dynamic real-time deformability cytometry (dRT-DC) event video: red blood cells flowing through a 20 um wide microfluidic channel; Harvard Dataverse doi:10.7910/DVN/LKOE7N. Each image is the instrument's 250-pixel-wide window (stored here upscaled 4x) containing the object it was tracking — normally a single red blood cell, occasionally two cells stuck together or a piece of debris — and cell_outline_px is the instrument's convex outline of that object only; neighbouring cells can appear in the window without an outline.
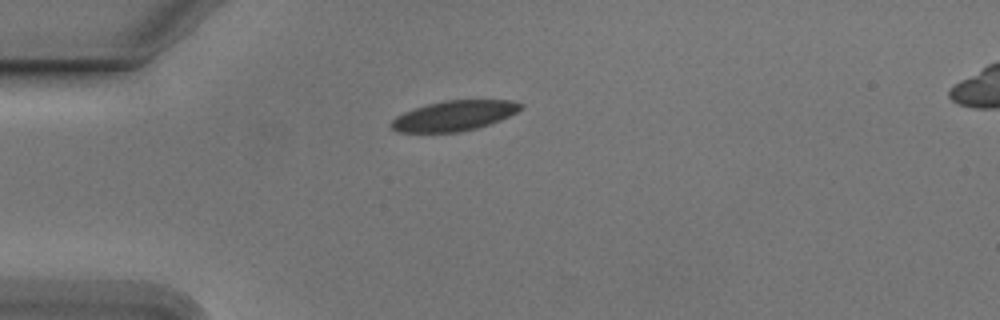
{"species": "Egyptian fruit bat (a non-hibernating species)", "species_latin": "Rousettus aegyptiacus", "temperature_condition": "cold", "stored_images_in_passage": 37, "camera_frame_rate_fps": 3000, "um_per_image_px": 0.085, "animal": {"sex": "male"}, "frame": {"image": 1, "passage_image": 1, "time_ms": 0.0, "image_size_px": [1000, 320], "cell_outline_px": [[524, 108], [500, 120], [476, 128], [460, 132], [396, 132], [388, 124], [396, 116], [404, 112], [428, 104], [444, 100], [512, 100], [524, 104]], "centroid_in_image_um": [38.6, 9.83], "position_along_channel_um": 46.4, "area_um2": 22.72}}
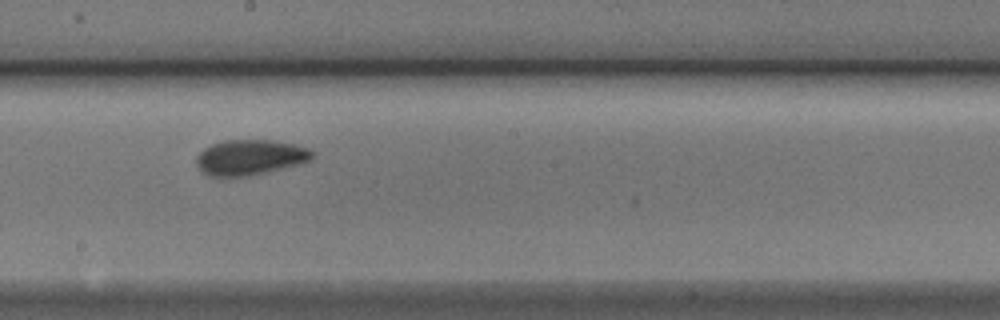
{"frame": {"image": 2, "passage_image": 17, "time_ms": 5.333, "image_size_px": [1000, 320], "cell_outline_px": [[316, 156], [312, 160], [248, 176], [208, 176], [200, 172], [196, 164], [196, 156], [204, 148], [212, 144], [224, 140], [272, 140], [296, 144], [308, 148], [316, 152]], "centroid_in_image_um": [21.25, 13.36], "position_along_channel_um": 226.9, "area_um2": 23.99}}
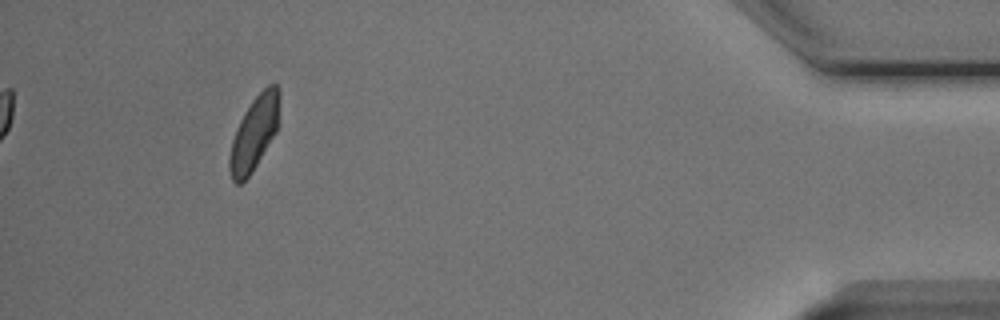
{"frame": {"image": 3, "passage_image": 37, "time_ms": 12.0, "image_size_px": [1000, 320], "cell_outline_px": [[280, 96], [276, 132], [256, 164], [248, 176], [240, 184], [236, 184], [232, 180], [228, 168], [228, 160], [232, 140], [236, 128], [244, 112], [252, 100], [268, 84], [276, 84], [280, 88]], "centroid_in_image_um": [21.59, 11.3], "position_along_channel_um": 413.6, "area_um2": 21.27}, "authors_computed_cell_mechanics": {"area_um2": 22.6576, "velocity_mm_per_s": 3.7528, "shape_relaxation_time_tau1_ms": 3.6268, "shape_relaxation_time_tau2_ms": 2.4069, "deformation_change_tau1": 0.1202, "deformation_change_tau2": 0.0764}}